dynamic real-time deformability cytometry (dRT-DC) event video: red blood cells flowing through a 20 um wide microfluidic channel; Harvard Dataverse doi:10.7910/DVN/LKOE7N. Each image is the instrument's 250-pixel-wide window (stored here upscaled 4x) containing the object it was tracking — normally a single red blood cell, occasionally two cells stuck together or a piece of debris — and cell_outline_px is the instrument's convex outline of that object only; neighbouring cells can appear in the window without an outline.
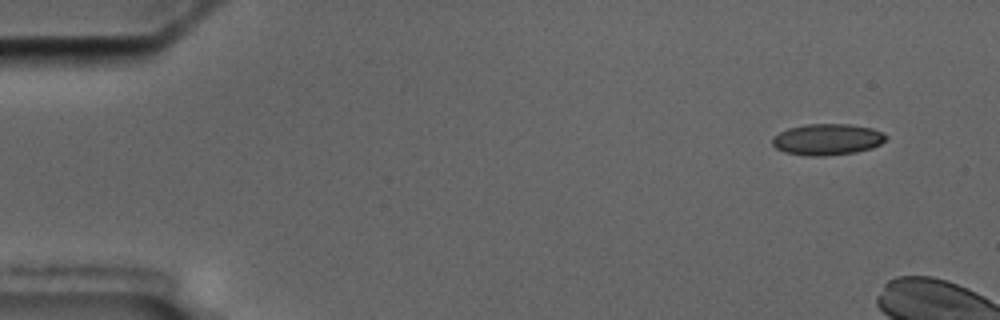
{"species": "common noctule bat (a hibernating species)", "species_latin": "Nyctalus noctula", "temperature_condition": "cold", "stored_images_in_passage": 3, "camera_frame_rate_fps": 3000, "um_per_image_px": 0.085, "animal": {"sex": "male", "body_mass_g": 17.5, "forearm_length_mm": 52.3}, "frame": {"image": 1, "passage_image": 1, "time_ms": 0.0, "image_size_px": [1000, 320], "cell_outline_px": [[888, 136], [880, 144], [872, 148], [856, 152], [824, 156], [808, 156], [784, 152], [776, 148], [772, 144], [772, 136], [788, 128], [804, 124], [848, 124], [872, 128]], "centroid_in_image_um": [70.28, 11.85], "position_along_channel_um": 14.7, "area_um2": 20.75}}